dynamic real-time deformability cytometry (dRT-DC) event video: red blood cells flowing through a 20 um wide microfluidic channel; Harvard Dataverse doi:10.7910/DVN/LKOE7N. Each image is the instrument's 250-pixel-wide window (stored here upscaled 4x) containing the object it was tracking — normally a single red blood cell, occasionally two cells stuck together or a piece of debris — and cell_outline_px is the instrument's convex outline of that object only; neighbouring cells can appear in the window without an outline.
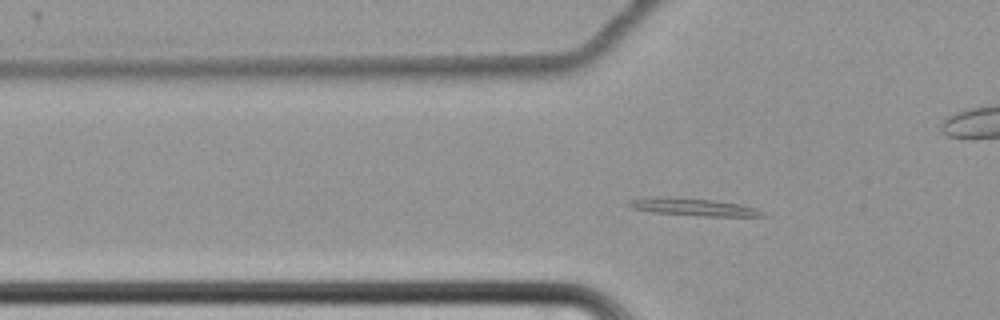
{"species": "common noctule bat (a hibernating species)", "species_latin": "Nyctalus noctula", "temperature_condition": "cold", "stored_images_in_passage": 62, "camera_frame_rate_fps": 3000, "um_per_image_px": 0.085, "animal": {"sex": "female", "body_mass_g": 22.7, "forearm_length_mm": 54.2}, "frame": {"image": 1, "passage_image": 20, "time_ms": 6.333, "image_size_px": [1000, 320], "cell_outline_px": [[768, 216], [696, 216], [652, 212], [632, 208], [624, 204], [628, 200], [648, 196], [668, 196], [716, 200], [740, 204], [756, 208], [764, 212]], "centroid_in_image_um": [58.85, 17.58], "position_along_channel_um": 66.9, "area_um2": 14.05}}
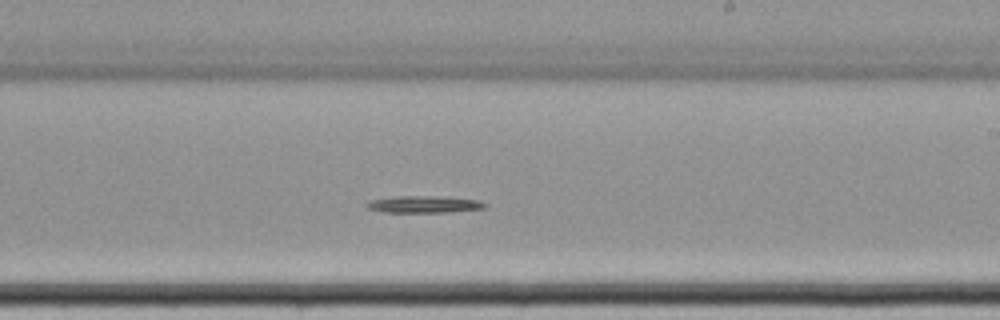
{"frame": {"image": 2, "passage_image": 37, "time_ms": 12.0, "image_size_px": [1000, 320], "cell_outline_px": [[488, 204], [484, 208], [448, 212], [384, 212], [368, 208], [368, 204], [372, 200], [396, 196], [432, 196], [480, 200]], "centroid_in_image_um": [36.1, 17.37], "position_along_channel_um": 252.9, "area_um2": 11.39}}
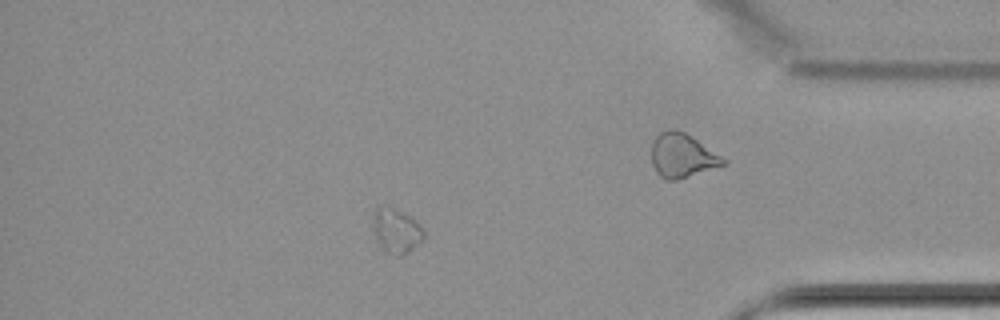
{"frame": {"image": 3, "passage_image": 53, "time_ms": 17.333, "image_size_px": [1000, 320], "cell_outline_px": [[424, 240], [404, 256], [396, 256], [388, 252], [380, 244], [372, 232], [372, 212], [380, 204], [392, 208], [408, 216], [424, 232]], "centroid_in_image_um": [33.63, 19.62], "position_along_channel_um": 401.6, "area_um2": 13.12}, "authors_computed_cell_mechanics": {"area_um2": 13.0628, "velocity_mm_per_s": 3.3921, "shape_relaxation_time_tau1_ms": 4.9192, "shape_relaxation_time_tau2_ms": null, "deformation_change_tau1": 0.1582, "deformation_change_tau2": null}}